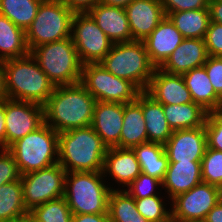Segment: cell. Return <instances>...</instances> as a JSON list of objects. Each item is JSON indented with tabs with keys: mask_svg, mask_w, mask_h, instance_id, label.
Listing matches in <instances>:
<instances>
[{
	"mask_svg": "<svg viewBox=\"0 0 222 222\" xmlns=\"http://www.w3.org/2000/svg\"><path fill=\"white\" fill-rule=\"evenodd\" d=\"M182 78L194 103L207 112L222 110V99L215 93L204 66L191 69Z\"/></svg>",
	"mask_w": 222,
	"mask_h": 222,
	"instance_id": "23",
	"label": "cell"
},
{
	"mask_svg": "<svg viewBox=\"0 0 222 222\" xmlns=\"http://www.w3.org/2000/svg\"><path fill=\"white\" fill-rule=\"evenodd\" d=\"M148 142L142 112V92L133 102L124 104V117L120 136V148H130Z\"/></svg>",
	"mask_w": 222,
	"mask_h": 222,
	"instance_id": "24",
	"label": "cell"
},
{
	"mask_svg": "<svg viewBox=\"0 0 222 222\" xmlns=\"http://www.w3.org/2000/svg\"><path fill=\"white\" fill-rule=\"evenodd\" d=\"M125 11L132 41H143L166 16L161 0H132Z\"/></svg>",
	"mask_w": 222,
	"mask_h": 222,
	"instance_id": "15",
	"label": "cell"
},
{
	"mask_svg": "<svg viewBox=\"0 0 222 222\" xmlns=\"http://www.w3.org/2000/svg\"><path fill=\"white\" fill-rule=\"evenodd\" d=\"M45 122L44 106L14 99L5 100V149Z\"/></svg>",
	"mask_w": 222,
	"mask_h": 222,
	"instance_id": "13",
	"label": "cell"
},
{
	"mask_svg": "<svg viewBox=\"0 0 222 222\" xmlns=\"http://www.w3.org/2000/svg\"><path fill=\"white\" fill-rule=\"evenodd\" d=\"M44 0H0V14L7 17L24 31L36 17Z\"/></svg>",
	"mask_w": 222,
	"mask_h": 222,
	"instance_id": "32",
	"label": "cell"
},
{
	"mask_svg": "<svg viewBox=\"0 0 222 222\" xmlns=\"http://www.w3.org/2000/svg\"><path fill=\"white\" fill-rule=\"evenodd\" d=\"M165 15L171 12L208 8L209 0H161Z\"/></svg>",
	"mask_w": 222,
	"mask_h": 222,
	"instance_id": "41",
	"label": "cell"
},
{
	"mask_svg": "<svg viewBox=\"0 0 222 222\" xmlns=\"http://www.w3.org/2000/svg\"><path fill=\"white\" fill-rule=\"evenodd\" d=\"M74 12L62 0H44L25 31L29 52L41 45L71 37Z\"/></svg>",
	"mask_w": 222,
	"mask_h": 222,
	"instance_id": "8",
	"label": "cell"
},
{
	"mask_svg": "<svg viewBox=\"0 0 222 222\" xmlns=\"http://www.w3.org/2000/svg\"><path fill=\"white\" fill-rule=\"evenodd\" d=\"M103 174L102 171L66 172L63 197L73 215L108 214V198L112 189L102 182Z\"/></svg>",
	"mask_w": 222,
	"mask_h": 222,
	"instance_id": "6",
	"label": "cell"
},
{
	"mask_svg": "<svg viewBox=\"0 0 222 222\" xmlns=\"http://www.w3.org/2000/svg\"><path fill=\"white\" fill-rule=\"evenodd\" d=\"M108 216L109 222H149L137 211L135 199L126 190L110 191Z\"/></svg>",
	"mask_w": 222,
	"mask_h": 222,
	"instance_id": "30",
	"label": "cell"
},
{
	"mask_svg": "<svg viewBox=\"0 0 222 222\" xmlns=\"http://www.w3.org/2000/svg\"><path fill=\"white\" fill-rule=\"evenodd\" d=\"M29 213L36 222H71L73 215L64 197L37 205Z\"/></svg>",
	"mask_w": 222,
	"mask_h": 222,
	"instance_id": "33",
	"label": "cell"
},
{
	"mask_svg": "<svg viewBox=\"0 0 222 222\" xmlns=\"http://www.w3.org/2000/svg\"><path fill=\"white\" fill-rule=\"evenodd\" d=\"M66 171L57 163L21 175L24 206L33 207L64 196Z\"/></svg>",
	"mask_w": 222,
	"mask_h": 222,
	"instance_id": "11",
	"label": "cell"
},
{
	"mask_svg": "<svg viewBox=\"0 0 222 222\" xmlns=\"http://www.w3.org/2000/svg\"><path fill=\"white\" fill-rule=\"evenodd\" d=\"M102 172H109L112 178L125 186H129L142 173L133 149L119 147L107 149Z\"/></svg>",
	"mask_w": 222,
	"mask_h": 222,
	"instance_id": "21",
	"label": "cell"
},
{
	"mask_svg": "<svg viewBox=\"0 0 222 222\" xmlns=\"http://www.w3.org/2000/svg\"><path fill=\"white\" fill-rule=\"evenodd\" d=\"M163 111L173 131L204 126L208 113L194 102L179 105L163 104Z\"/></svg>",
	"mask_w": 222,
	"mask_h": 222,
	"instance_id": "26",
	"label": "cell"
},
{
	"mask_svg": "<svg viewBox=\"0 0 222 222\" xmlns=\"http://www.w3.org/2000/svg\"><path fill=\"white\" fill-rule=\"evenodd\" d=\"M204 220L206 222H222V199L206 215Z\"/></svg>",
	"mask_w": 222,
	"mask_h": 222,
	"instance_id": "46",
	"label": "cell"
},
{
	"mask_svg": "<svg viewBox=\"0 0 222 222\" xmlns=\"http://www.w3.org/2000/svg\"><path fill=\"white\" fill-rule=\"evenodd\" d=\"M208 57L204 39L185 38L160 69L170 74L183 75L191 69L202 67Z\"/></svg>",
	"mask_w": 222,
	"mask_h": 222,
	"instance_id": "18",
	"label": "cell"
},
{
	"mask_svg": "<svg viewBox=\"0 0 222 222\" xmlns=\"http://www.w3.org/2000/svg\"><path fill=\"white\" fill-rule=\"evenodd\" d=\"M161 199L157 195L135 199L137 211L149 222H169L171 221V212L164 208Z\"/></svg>",
	"mask_w": 222,
	"mask_h": 222,
	"instance_id": "35",
	"label": "cell"
},
{
	"mask_svg": "<svg viewBox=\"0 0 222 222\" xmlns=\"http://www.w3.org/2000/svg\"><path fill=\"white\" fill-rule=\"evenodd\" d=\"M132 149L140 163L141 172L163 181L169 164L164 145L147 142Z\"/></svg>",
	"mask_w": 222,
	"mask_h": 222,
	"instance_id": "27",
	"label": "cell"
},
{
	"mask_svg": "<svg viewBox=\"0 0 222 222\" xmlns=\"http://www.w3.org/2000/svg\"><path fill=\"white\" fill-rule=\"evenodd\" d=\"M0 154V186L21 179L16 161L7 149Z\"/></svg>",
	"mask_w": 222,
	"mask_h": 222,
	"instance_id": "38",
	"label": "cell"
},
{
	"mask_svg": "<svg viewBox=\"0 0 222 222\" xmlns=\"http://www.w3.org/2000/svg\"><path fill=\"white\" fill-rule=\"evenodd\" d=\"M142 112L147 130L148 142L165 144L173 130L169 127L163 111V104L142 92Z\"/></svg>",
	"mask_w": 222,
	"mask_h": 222,
	"instance_id": "25",
	"label": "cell"
},
{
	"mask_svg": "<svg viewBox=\"0 0 222 222\" xmlns=\"http://www.w3.org/2000/svg\"><path fill=\"white\" fill-rule=\"evenodd\" d=\"M204 40L209 56L222 57L221 23L210 21Z\"/></svg>",
	"mask_w": 222,
	"mask_h": 222,
	"instance_id": "39",
	"label": "cell"
},
{
	"mask_svg": "<svg viewBox=\"0 0 222 222\" xmlns=\"http://www.w3.org/2000/svg\"><path fill=\"white\" fill-rule=\"evenodd\" d=\"M4 74L9 99L44 106L55 88L30 53L25 57L5 60Z\"/></svg>",
	"mask_w": 222,
	"mask_h": 222,
	"instance_id": "3",
	"label": "cell"
},
{
	"mask_svg": "<svg viewBox=\"0 0 222 222\" xmlns=\"http://www.w3.org/2000/svg\"><path fill=\"white\" fill-rule=\"evenodd\" d=\"M71 31L82 65L100 63L114 44L88 12L74 14Z\"/></svg>",
	"mask_w": 222,
	"mask_h": 222,
	"instance_id": "10",
	"label": "cell"
},
{
	"mask_svg": "<svg viewBox=\"0 0 222 222\" xmlns=\"http://www.w3.org/2000/svg\"><path fill=\"white\" fill-rule=\"evenodd\" d=\"M162 181L141 173L132 183L128 186V192L134 199H141L150 197L155 194L154 187L161 185ZM130 188V189H129ZM154 192V193H153Z\"/></svg>",
	"mask_w": 222,
	"mask_h": 222,
	"instance_id": "37",
	"label": "cell"
},
{
	"mask_svg": "<svg viewBox=\"0 0 222 222\" xmlns=\"http://www.w3.org/2000/svg\"><path fill=\"white\" fill-rule=\"evenodd\" d=\"M202 182L201 162L169 163L162 185L171 199L188 192Z\"/></svg>",
	"mask_w": 222,
	"mask_h": 222,
	"instance_id": "22",
	"label": "cell"
},
{
	"mask_svg": "<svg viewBox=\"0 0 222 222\" xmlns=\"http://www.w3.org/2000/svg\"><path fill=\"white\" fill-rule=\"evenodd\" d=\"M166 16L184 38L204 39L211 21L208 8L171 12Z\"/></svg>",
	"mask_w": 222,
	"mask_h": 222,
	"instance_id": "29",
	"label": "cell"
},
{
	"mask_svg": "<svg viewBox=\"0 0 222 222\" xmlns=\"http://www.w3.org/2000/svg\"><path fill=\"white\" fill-rule=\"evenodd\" d=\"M10 222H36L35 219L30 215V213L24 215V216H21V217H18V218H15L14 220L10 221Z\"/></svg>",
	"mask_w": 222,
	"mask_h": 222,
	"instance_id": "49",
	"label": "cell"
},
{
	"mask_svg": "<svg viewBox=\"0 0 222 222\" xmlns=\"http://www.w3.org/2000/svg\"><path fill=\"white\" fill-rule=\"evenodd\" d=\"M58 145L59 133L44 122L36 130L12 143L7 150L14 157L21 175H24L57 164Z\"/></svg>",
	"mask_w": 222,
	"mask_h": 222,
	"instance_id": "5",
	"label": "cell"
},
{
	"mask_svg": "<svg viewBox=\"0 0 222 222\" xmlns=\"http://www.w3.org/2000/svg\"><path fill=\"white\" fill-rule=\"evenodd\" d=\"M29 53L55 86L80 82L82 63L71 37L41 44Z\"/></svg>",
	"mask_w": 222,
	"mask_h": 222,
	"instance_id": "7",
	"label": "cell"
},
{
	"mask_svg": "<svg viewBox=\"0 0 222 222\" xmlns=\"http://www.w3.org/2000/svg\"><path fill=\"white\" fill-rule=\"evenodd\" d=\"M123 117L124 104L117 102H96L91 126L108 148H120Z\"/></svg>",
	"mask_w": 222,
	"mask_h": 222,
	"instance_id": "16",
	"label": "cell"
},
{
	"mask_svg": "<svg viewBox=\"0 0 222 222\" xmlns=\"http://www.w3.org/2000/svg\"><path fill=\"white\" fill-rule=\"evenodd\" d=\"M221 199V188L202 181L172 199L171 220H204Z\"/></svg>",
	"mask_w": 222,
	"mask_h": 222,
	"instance_id": "12",
	"label": "cell"
},
{
	"mask_svg": "<svg viewBox=\"0 0 222 222\" xmlns=\"http://www.w3.org/2000/svg\"><path fill=\"white\" fill-rule=\"evenodd\" d=\"M5 61L0 59V101L8 99L5 87V74H4Z\"/></svg>",
	"mask_w": 222,
	"mask_h": 222,
	"instance_id": "47",
	"label": "cell"
},
{
	"mask_svg": "<svg viewBox=\"0 0 222 222\" xmlns=\"http://www.w3.org/2000/svg\"><path fill=\"white\" fill-rule=\"evenodd\" d=\"M80 83L97 101L129 103L141 91L130 81L107 71L100 63L82 65Z\"/></svg>",
	"mask_w": 222,
	"mask_h": 222,
	"instance_id": "9",
	"label": "cell"
},
{
	"mask_svg": "<svg viewBox=\"0 0 222 222\" xmlns=\"http://www.w3.org/2000/svg\"><path fill=\"white\" fill-rule=\"evenodd\" d=\"M205 129L207 147L222 151V110L207 113Z\"/></svg>",
	"mask_w": 222,
	"mask_h": 222,
	"instance_id": "36",
	"label": "cell"
},
{
	"mask_svg": "<svg viewBox=\"0 0 222 222\" xmlns=\"http://www.w3.org/2000/svg\"><path fill=\"white\" fill-rule=\"evenodd\" d=\"M28 54L25 31L0 14V59L5 61Z\"/></svg>",
	"mask_w": 222,
	"mask_h": 222,
	"instance_id": "28",
	"label": "cell"
},
{
	"mask_svg": "<svg viewBox=\"0 0 222 222\" xmlns=\"http://www.w3.org/2000/svg\"><path fill=\"white\" fill-rule=\"evenodd\" d=\"M203 66L215 93L222 99V57L209 56Z\"/></svg>",
	"mask_w": 222,
	"mask_h": 222,
	"instance_id": "40",
	"label": "cell"
},
{
	"mask_svg": "<svg viewBox=\"0 0 222 222\" xmlns=\"http://www.w3.org/2000/svg\"><path fill=\"white\" fill-rule=\"evenodd\" d=\"M184 39L171 20L165 16L143 42L151 63L160 68Z\"/></svg>",
	"mask_w": 222,
	"mask_h": 222,
	"instance_id": "19",
	"label": "cell"
},
{
	"mask_svg": "<svg viewBox=\"0 0 222 222\" xmlns=\"http://www.w3.org/2000/svg\"><path fill=\"white\" fill-rule=\"evenodd\" d=\"M202 181L222 189V151L206 147L201 160Z\"/></svg>",
	"mask_w": 222,
	"mask_h": 222,
	"instance_id": "34",
	"label": "cell"
},
{
	"mask_svg": "<svg viewBox=\"0 0 222 222\" xmlns=\"http://www.w3.org/2000/svg\"><path fill=\"white\" fill-rule=\"evenodd\" d=\"M100 64L113 75L146 91L156 67L151 63L143 41L113 44Z\"/></svg>",
	"mask_w": 222,
	"mask_h": 222,
	"instance_id": "4",
	"label": "cell"
},
{
	"mask_svg": "<svg viewBox=\"0 0 222 222\" xmlns=\"http://www.w3.org/2000/svg\"><path fill=\"white\" fill-rule=\"evenodd\" d=\"M174 222H206L205 220H184V221H174Z\"/></svg>",
	"mask_w": 222,
	"mask_h": 222,
	"instance_id": "50",
	"label": "cell"
},
{
	"mask_svg": "<svg viewBox=\"0 0 222 222\" xmlns=\"http://www.w3.org/2000/svg\"><path fill=\"white\" fill-rule=\"evenodd\" d=\"M88 13L114 44L132 41L125 8L98 2Z\"/></svg>",
	"mask_w": 222,
	"mask_h": 222,
	"instance_id": "20",
	"label": "cell"
},
{
	"mask_svg": "<svg viewBox=\"0 0 222 222\" xmlns=\"http://www.w3.org/2000/svg\"><path fill=\"white\" fill-rule=\"evenodd\" d=\"M5 100L0 101V148L5 149Z\"/></svg>",
	"mask_w": 222,
	"mask_h": 222,
	"instance_id": "45",
	"label": "cell"
},
{
	"mask_svg": "<svg viewBox=\"0 0 222 222\" xmlns=\"http://www.w3.org/2000/svg\"><path fill=\"white\" fill-rule=\"evenodd\" d=\"M210 20L222 24V0H209Z\"/></svg>",
	"mask_w": 222,
	"mask_h": 222,
	"instance_id": "44",
	"label": "cell"
},
{
	"mask_svg": "<svg viewBox=\"0 0 222 222\" xmlns=\"http://www.w3.org/2000/svg\"><path fill=\"white\" fill-rule=\"evenodd\" d=\"M74 13L88 12L99 0H62Z\"/></svg>",
	"mask_w": 222,
	"mask_h": 222,
	"instance_id": "42",
	"label": "cell"
},
{
	"mask_svg": "<svg viewBox=\"0 0 222 222\" xmlns=\"http://www.w3.org/2000/svg\"><path fill=\"white\" fill-rule=\"evenodd\" d=\"M71 222H109L108 214H75Z\"/></svg>",
	"mask_w": 222,
	"mask_h": 222,
	"instance_id": "43",
	"label": "cell"
},
{
	"mask_svg": "<svg viewBox=\"0 0 222 222\" xmlns=\"http://www.w3.org/2000/svg\"><path fill=\"white\" fill-rule=\"evenodd\" d=\"M108 147L90 125L59 133L58 163L66 172L103 170Z\"/></svg>",
	"mask_w": 222,
	"mask_h": 222,
	"instance_id": "2",
	"label": "cell"
},
{
	"mask_svg": "<svg viewBox=\"0 0 222 222\" xmlns=\"http://www.w3.org/2000/svg\"><path fill=\"white\" fill-rule=\"evenodd\" d=\"M96 102L80 82L55 86L44 105L45 122L58 133L88 127L93 119Z\"/></svg>",
	"mask_w": 222,
	"mask_h": 222,
	"instance_id": "1",
	"label": "cell"
},
{
	"mask_svg": "<svg viewBox=\"0 0 222 222\" xmlns=\"http://www.w3.org/2000/svg\"><path fill=\"white\" fill-rule=\"evenodd\" d=\"M24 206L21 179L0 186V222L28 214Z\"/></svg>",
	"mask_w": 222,
	"mask_h": 222,
	"instance_id": "31",
	"label": "cell"
},
{
	"mask_svg": "<svg viewBox=\"0 0 222 222\" xmlns=\"http://www.w3.org/2000/svg\"><path fill=\"white\" fill-rule=\"evenodd\" d=\"M145 92L161 104L179 105L193 102L182 75L170 74L160 68L155 69Z\"/></svg>",
	"mask_w": 222,
	"mask_h": 222,
	"instance_id": "17",
	"label": "cell"
},
{
	"mask_svg": "<svg viewBox=\"0 0 222 222\" xmlns=\"http://www.w3.org/2000/svg\"><path fill=\"white\" fill-rule=\"evenodd\" d=\"M132 0H99V2L109 6H119L125 8Z\"/></svg>",
	"mask_w": 222,
	"mask_h": 222,
	"instance_id": "48",
	"label": "cell"
},
{
	"mask_svg": "<svg viewBox=\"0 0 222 222\" xmlns=\"http://www.w3.org/2000/svg\"><path fill=\"white\" fill-rule=\"evenodd\" d=\"M164 147L169 163L201 162L207 147L205 125L173 131Z\"/></svg>",
	"mask_w": 222,
	"mask_h": 222,
	"instance_id": "14",
	"label": "cell"
}]
</instances>
